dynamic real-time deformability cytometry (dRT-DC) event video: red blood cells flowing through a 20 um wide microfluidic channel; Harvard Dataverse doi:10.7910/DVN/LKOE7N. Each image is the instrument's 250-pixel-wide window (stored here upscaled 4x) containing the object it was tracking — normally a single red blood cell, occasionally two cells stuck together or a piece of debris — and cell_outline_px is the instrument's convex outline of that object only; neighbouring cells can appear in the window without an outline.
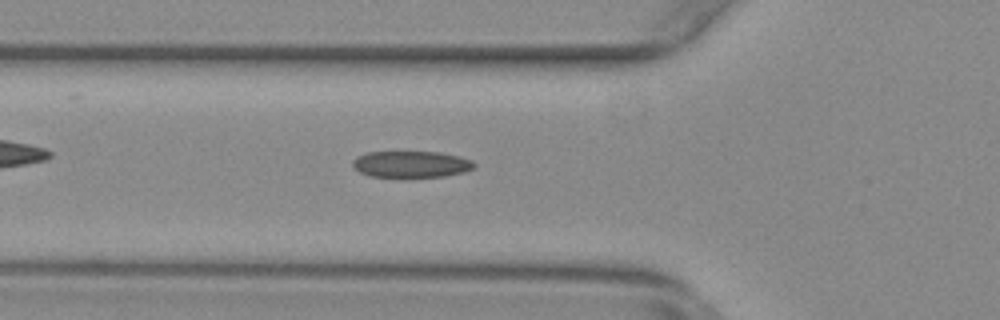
{"species": "common noctule bat (a hibernating species)", "species_latin": "Nyctalus noctula", "temperature_condition": "warm", "stored_images_in_passage": 53, "camera_frame_rate_fps": 3000, "um_per_image_px": 0.085, "animal": {"sex": "female", "body_mass_g": 29.2, "forearm_length_mm": 56.3}, "frame": {"image": 1, "passage_image": 18, "time_ms": 5.667, "image_size_px": [1000, 320], "cell_outline_px": [[476, 168], [464, 172], [444, 176], [408, 180], [368, 176], [360, 172], [352, 164], [352, 160], [356, 156], [368, 152], [440, 152], [460, 156], [472, 160], [476, 164]], "centroid_in_image_um": [34.96, 14.01], "position_along_channel_um": 90.8, "area_um2": 19.77}}
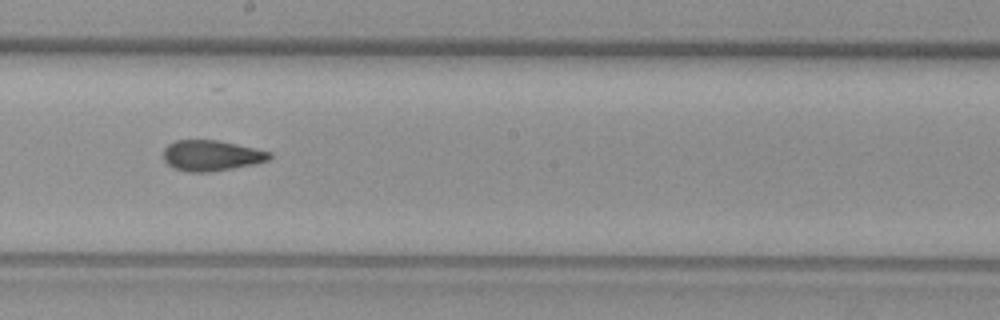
{"frame": {"image": 2, "passage_image": 29, "time_ms": 9.333, "image_size_px": [1000, 320], "cell_outline_px": [[272, 156], [268, 160], [252, 164], [212, 172], [188, 172], [172, 168], [164, 160], [164, 148], [168, 144], [176, 140], [216, 140], [236, 144], [272, 152]], "centroid_in_image_um": [17.94, 13.22], "position_along_channel_um": 230.3, "area_um2": 18.9}}
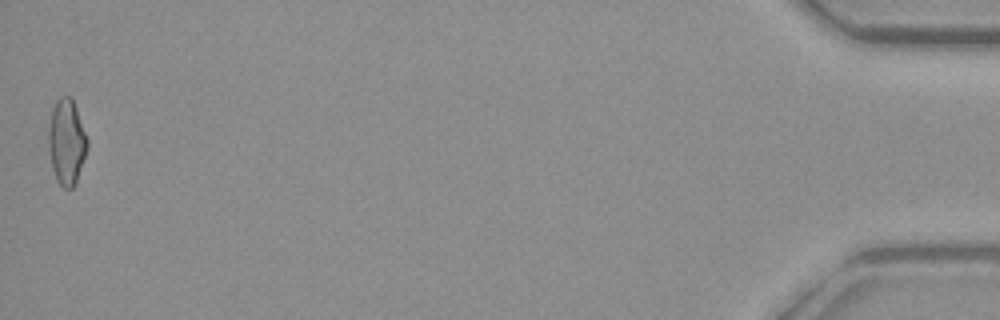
{"frame": {"image": 3, "passage_image": 53, "time_ms": 17.333, "image_size_px": [1000, 320], "cell_outline_px": [[88, 144], [76, 184], [72, 188], [64, 188], [56, 180], [52, 168], [48, 144], [48, 132], [52, 108], [56, 100], [60, 96], [72, 96], [88, 140]], "centroid_in_image_um": [5.65, 12.05], "position_along_channel_um": 429.5, "area_um2": 19.36}, "authors_computed_cell_mechanics": {"area_um2": 19.0162, "velocity_mm_per_s": 3.79, "shape_relaxation_time_tau1_ms": null, "shape_relaxation_time_tau2_ms": 2.06, "deformation_change_tau1": null, "deformation_change_tau2": 0.0862}}